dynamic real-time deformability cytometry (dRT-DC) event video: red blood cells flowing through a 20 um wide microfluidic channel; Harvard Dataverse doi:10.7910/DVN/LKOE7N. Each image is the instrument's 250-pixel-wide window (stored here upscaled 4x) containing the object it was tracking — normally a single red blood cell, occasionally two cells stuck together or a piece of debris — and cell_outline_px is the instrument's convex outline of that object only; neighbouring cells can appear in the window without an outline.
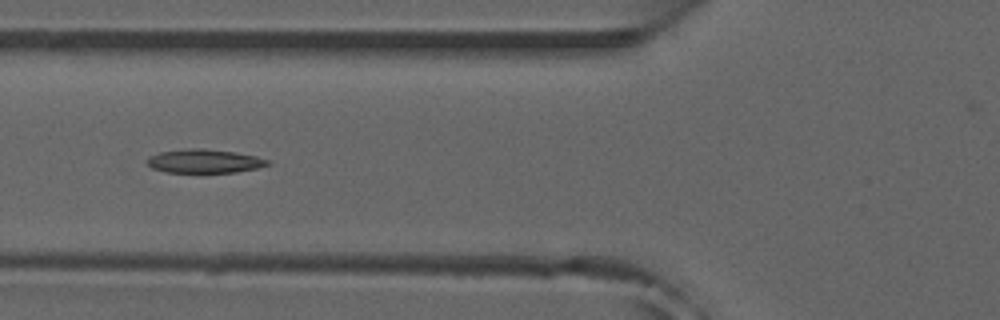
{"species": "common noctule bat (a hibernating species)", "species_latin": "Nyctalus noctula", "temperature_condition": "room temperature", "stored_images_in_passage": 44, "camera_frame_rate_fps": 3000, "um_per_image_px": 0.085, "animal": {"sex": "male", "forearm_length_mm": 52.5}, "frame": {"image": 1, "passage_image": 19, "time_ms": 6.0, "image_size_px": [1000, 320], "cell_outline_px": [[272, 164], [256, 168], [236, 172], [168, 172], [152, 168], [148, 164], [148, 156], [160, 152], [192, 148], [204, 148], [236, 152], [256, 156], [268, 160]], "centroid_in_image_um": [17.4, 13.69], "position_along_channel_um": 108.4, "area_um2": 16.53}, "authors_computed_cell_mechanics": {"area_um2": 17.0221, "velocity_mm_per_s": 3.9642, "shape_relaxation_time_tau1_ms": null, "shape_relaxation_time_tau2_ms": 9.7476, "deformation_change_tau1": null, "deformation_change_tau2": 0.1841}}